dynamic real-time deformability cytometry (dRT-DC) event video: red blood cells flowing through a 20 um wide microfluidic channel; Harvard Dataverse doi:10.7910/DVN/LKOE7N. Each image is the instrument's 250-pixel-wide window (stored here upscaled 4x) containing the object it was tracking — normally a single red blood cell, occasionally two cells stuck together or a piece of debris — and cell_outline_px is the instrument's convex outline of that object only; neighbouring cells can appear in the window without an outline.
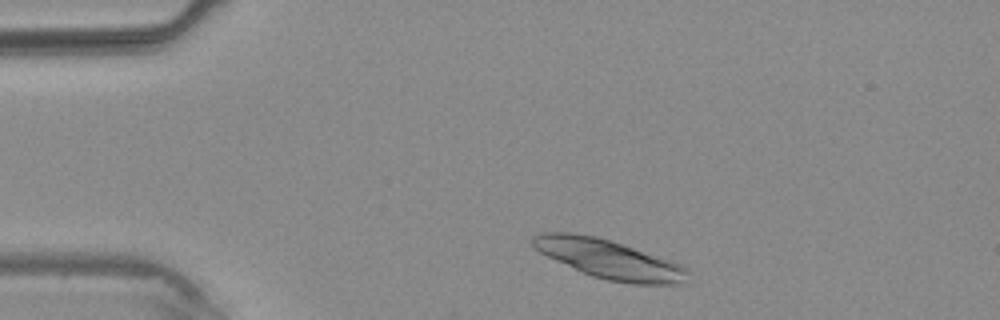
{"species": "common noctule bat (a hibernating species)", "species_latin": "Nyctalus noctula", "temperature_condition": "warm", "stored_images_in_passage": 2, "camera_frame_rate_fps": 3000, "um_per_image_px": 0.085, "animal": {"sex": "male", "body_mass_g": 20.4}, "frame": {"image": 1, "passage_image": 1, "time_ms": 0.0, "image_size_px": [1000, 320], "cell_outline_px": [[692, 272], [676, 284], [636, 284], [608, 280], [592, 276], [580, 272], [540, 252], [532, 244], [532, 236], [540, 232], [572, 232], [596, 236], [680, 264]], "centroid_in_image_um": [51.7, 22.02], "position_along_channel_um": 33.3, "area_um2": 34.51}}